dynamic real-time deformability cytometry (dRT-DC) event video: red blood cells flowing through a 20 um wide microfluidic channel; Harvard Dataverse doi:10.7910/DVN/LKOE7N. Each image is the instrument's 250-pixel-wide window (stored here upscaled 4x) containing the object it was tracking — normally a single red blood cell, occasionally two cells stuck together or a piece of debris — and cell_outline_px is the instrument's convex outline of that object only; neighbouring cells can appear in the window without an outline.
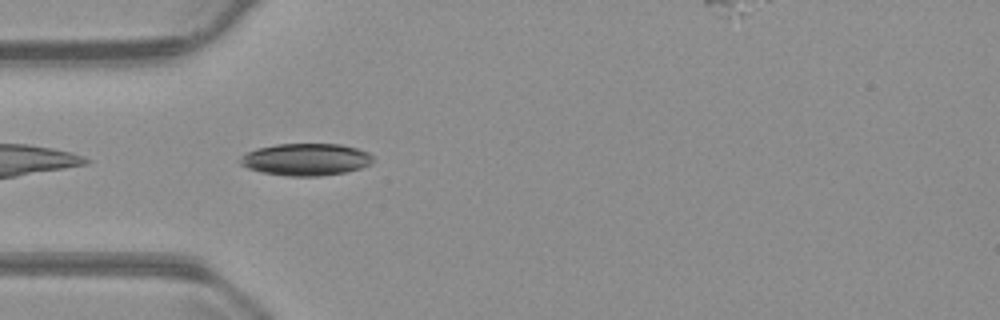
{"species": "common noctule bat (a hibernating species)", "species_latin": "Nyctalus noctula", "temperature_condition": "warm", "stored_images_in_passage": 23, "camera_frame_rate_fps": 3000, "um_per_image_px": 0.085, "animal": {"sex": "male", "body_mass_g": 23.1, "forearm_length_mm": 52.7}, "frame": {"image": 1, "passage_image": 1, "time_ms": 0.0, "image_size_px": [1000, 320], "cell_outline_px": [[372, 164], [360, 168], [344, 172], [320, 176], [288, 176], [260, 172], [248, 168], [240, 164], [240, 156], [256, 148], [276, 144], [340, 144], [356, 148], [368, 152], [372, 156]], "centroid_in_image_um": [25.98, 13.55], "position_along_channel_um": 59.0, "area_um2": 24.85}}
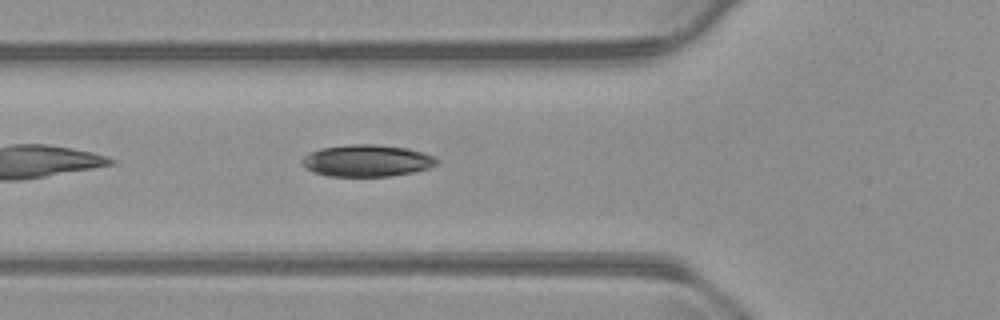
{"frame": {"image": 2, "passage_image": 4, "time_ms": 1.0, "image_size_px": [1000, 320], "cell_outline_px": [[440, 160], [436, 164], [428, 168], [412, 172], [392, 176], [328, 176], [312, 172], [300, 160], [304, 156], [320, 148], [352, 144], [376, 144], [408, 148], [424, 152]], "centroid_in_image_um": [31.2, 13.65], "position_along_channel_um": 94.6, "area_um2": 24.97}}
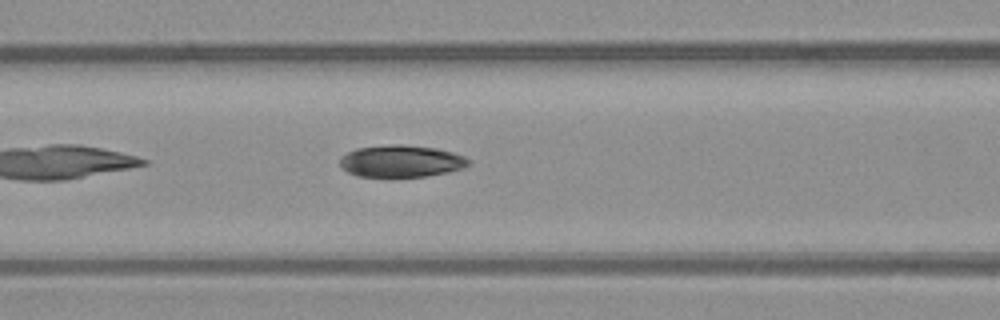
{"frame": {"image": 3, "passage_image": 7, "time_ms": 2.0, "image_size_px": [1000, 320], "cell_outline_px": [[472, 164], [464, 168], [448, 172], [424, 176], [356, 176], [348, 172], [340, 164], [340, 156], [356, 148], [392, 144], [400, 144], [436, 148], [452, 152], [464, 156], [472, 160]], "centroid_in_image_um": [34.14, 13.69], "position_along_channel_um": 132.5, "area_um2": 23.99}}